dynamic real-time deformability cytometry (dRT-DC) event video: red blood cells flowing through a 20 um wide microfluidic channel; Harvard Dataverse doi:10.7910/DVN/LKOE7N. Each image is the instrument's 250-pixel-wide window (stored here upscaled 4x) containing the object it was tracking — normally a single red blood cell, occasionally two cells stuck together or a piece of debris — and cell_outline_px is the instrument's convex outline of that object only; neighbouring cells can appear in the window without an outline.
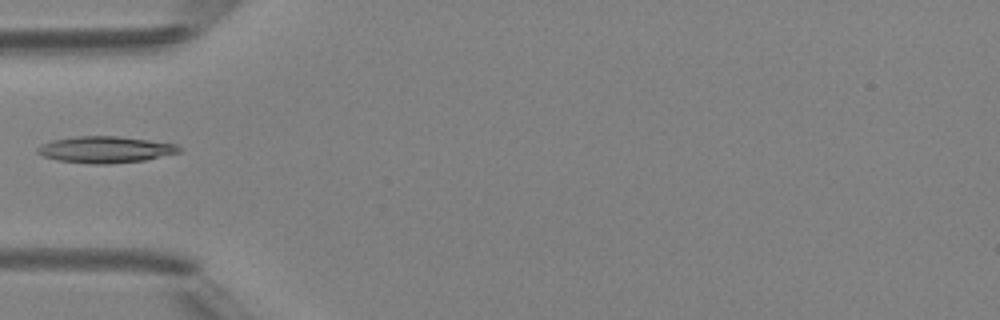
{"species": "Egyptian fruit bat (a non-hibernating species)", "species_latin": "Rousettus aegyptiacus", "temperature_condition": "room temperature", "stored_images_in_passage": 3, "camera_frame_rate_fps": 3000, "um_per_image_px": 0.085, "animal": {"sex": "female"}, "frame": {"image": 1, "passage_image": 3, "time_ms": 2.333, "image_size_px": [1000, 320], "cell_outline_px": [[184, 148], [180, 152], [144, 160], [108, 164], [88, 164], [56, 160], [44, 156], [36, 152], [36, 148], [52, 140], [76, 136], [116, 136], [148, 140], [176, 144]], "centroid_in_image_um": [8.96, 12.72], "position_along_channel_um": 76.0, "area_um2": 21.85}}